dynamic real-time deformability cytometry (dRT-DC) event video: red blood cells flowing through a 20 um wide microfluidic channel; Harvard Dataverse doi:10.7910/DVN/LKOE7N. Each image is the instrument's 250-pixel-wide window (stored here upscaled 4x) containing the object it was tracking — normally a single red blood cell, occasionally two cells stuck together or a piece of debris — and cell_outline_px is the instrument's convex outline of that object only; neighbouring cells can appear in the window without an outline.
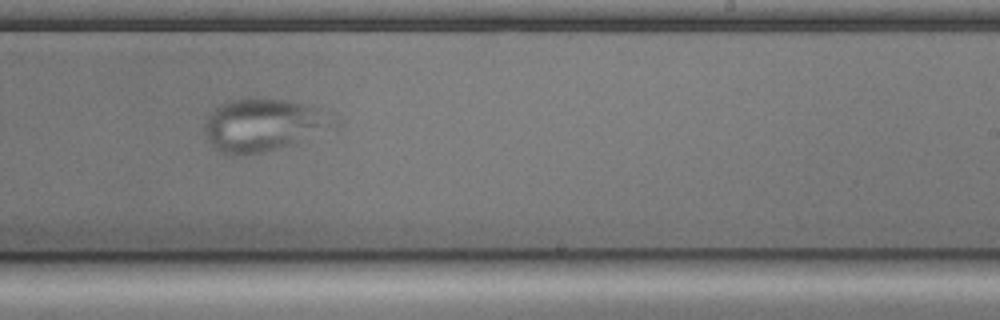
{"species": "common noctule bat (a hibernating species)", "species_latin": "Nyctalus noctula", "temperature_condition": "cold", "stored_images_in_passage": 38, "camera_frame_rate_fps": 3000, "um_per_image_px": 0.085, "animal": {"sex": "male", "body_mass_g": 17.9, "forearm_length_mm": 54.2}, "frame": {"image": 1, "passage_image": 18, "time_ms": 5.667, "image_size_px": [1000, 320], "cell_outline_px": [[320, 124], [296, 140], [276, 148], [260, 152], [224, 156], [208, 140], [204, 132], [204, 124], [208, 116], [220, 104], [232, 100], [288, 100], [312, 104]], "centroid_in_image_um": [21.94, 10.63], "position_along_channel_um": 267.1, "area_um2": 35.55}}